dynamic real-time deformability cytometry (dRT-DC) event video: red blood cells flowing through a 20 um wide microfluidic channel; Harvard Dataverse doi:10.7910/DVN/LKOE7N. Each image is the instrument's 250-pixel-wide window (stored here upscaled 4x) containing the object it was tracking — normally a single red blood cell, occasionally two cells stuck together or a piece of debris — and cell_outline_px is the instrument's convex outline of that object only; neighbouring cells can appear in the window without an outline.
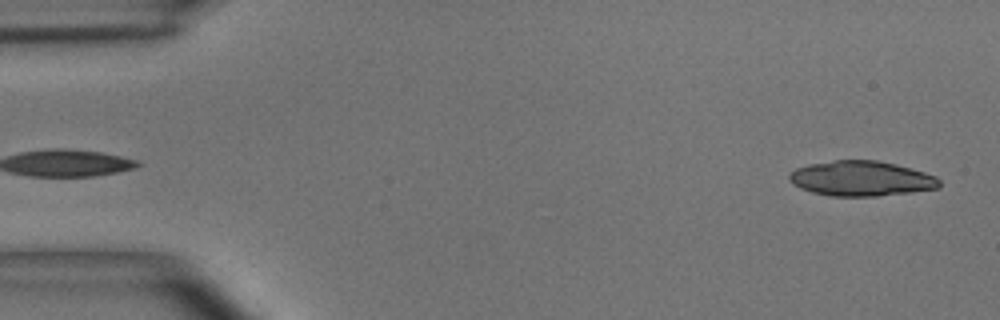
{"species": "common noctule bat (a hibernating species)", "species_latin": "Nyctalus noctula", "temperature_condition": "room temperature", "stored_images_in_passage": 13, "camera_frame_rate_fps": 3000, "um_per_image_px": 0.085, "animal": {"sex": "male", "body_mass_g": 15.6}, "frame": {"image": 1, "passage_image": 1, "time_ms": 0.0, "image_size_px": [1000, 320], "cell_outline_px": [[940, 188], [912, 192], [876, 196], [832, 196], [812, 192], [800, 188], [792, 184], [788, 180], [788, 176], [796, 168], [808, 164], [836, 160], [876, 160], [896, 164], [924, 172], [936, 176], [940, 180]], "centroid_in_image_um": [73.2, 15.18], "position_along_channel_um": 11.8, "area_um2": 30.75}}